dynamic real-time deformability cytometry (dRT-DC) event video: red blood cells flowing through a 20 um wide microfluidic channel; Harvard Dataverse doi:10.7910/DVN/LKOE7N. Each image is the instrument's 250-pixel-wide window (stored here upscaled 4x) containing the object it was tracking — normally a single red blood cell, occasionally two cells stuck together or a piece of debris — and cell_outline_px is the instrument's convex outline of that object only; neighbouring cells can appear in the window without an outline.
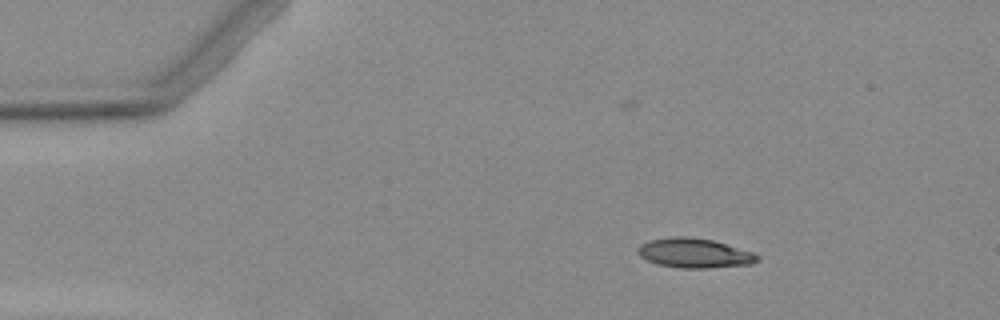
{"species": "Egyptian fruit bat (a non-hibernating species)", "species_latin": "Rousettus aegyptiacus", "temperature_condition": "warm", "stored_images_in_passage": 4, "camera_frame_rate_fps": 3000, "um_per_image_px": 0.085, "animal": {"sex": "female"}, "frame": {"image": 1, "passage_image": 2, "time_ms": 1.0, "image_size_px": [1000, 320], "cell_outline_px": [[760, 260], [752, 264], [708, 268], [680, 268], [660, 264], [648, 260], [640, 256], [636, 252], [640, 244], [648, 240], [672, 236], [684, 236], [712, 240], [752, 252], [760, 256]], "centroid_in_image_um": [59.02, 21.51], "position_along_channel_um": 26.0, "area_um2": 20.52}}
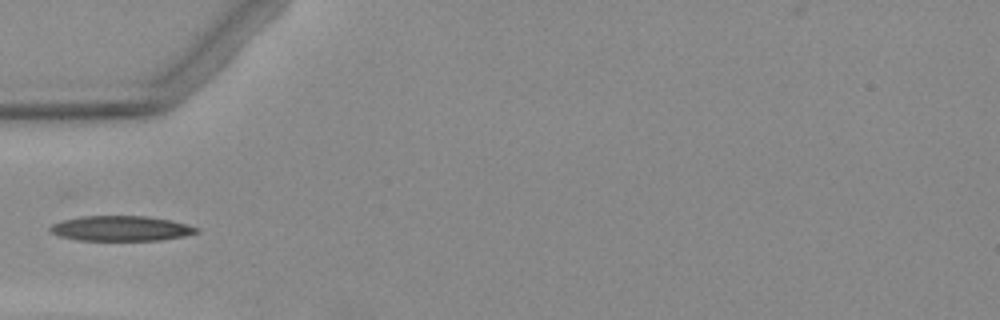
{"frame": {"image": 2, "passage_image": 4, "time_ms": 4.0, "image_size_px": [1000, 320], "cell_outline_px": [[200, 232], [184, 236], [160, 240], [76, 240], [60, 236], [52, 232], [48, 228], [52, 224], [64, 220], [80, 216], [144, 216], [168, 220], [200, 228]], "centroid_in_image_um": [10.27, 19.42], "position_along_channel_um": 74.7, "area_um2": 21.21}}